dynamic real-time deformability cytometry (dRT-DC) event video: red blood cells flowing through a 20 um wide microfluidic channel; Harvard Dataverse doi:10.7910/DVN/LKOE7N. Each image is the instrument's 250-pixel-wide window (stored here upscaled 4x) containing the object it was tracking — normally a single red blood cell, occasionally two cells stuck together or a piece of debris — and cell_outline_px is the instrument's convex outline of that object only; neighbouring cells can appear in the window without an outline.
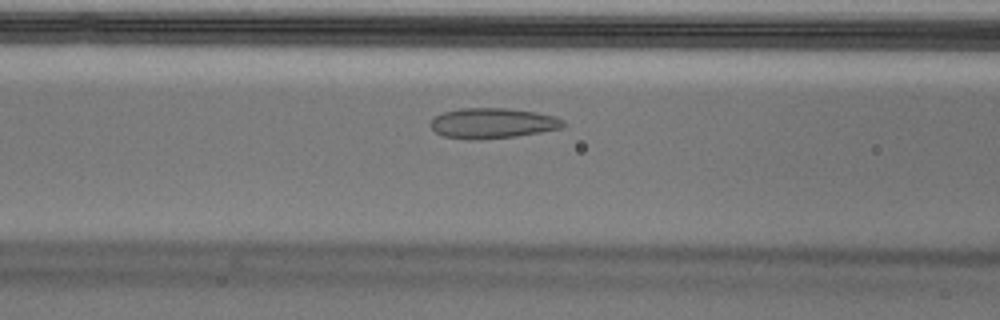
{"species": "Egyptian fruit bat (a non-hibernating species)", "species_latin": "Rousettus aegyptiacus", "temperature_condition": "cold", "stored_images_in_passage": 43, "camera_frame_rate_fps": 3000, "um_per_image_px": 0.085, "animal": {"sex": "male"}, "frame": {"image": 1, "passage_image": 10, "time_ms": 3.0, "image_size_px": [1000, 320], "cell_outline_px": [[564, 128], [516, 136], [480, 140], [472, 140], [444, 136], [436, 132], [428, 124], [436, 116], [444, 112], [460, 108], [504, 108], [536, 112], [556, 116], [564, 120]], "centroid_in_image_um": [41.89, 10.47], "position_along_channel_um": 124.7, "area_um2": 23.52}}
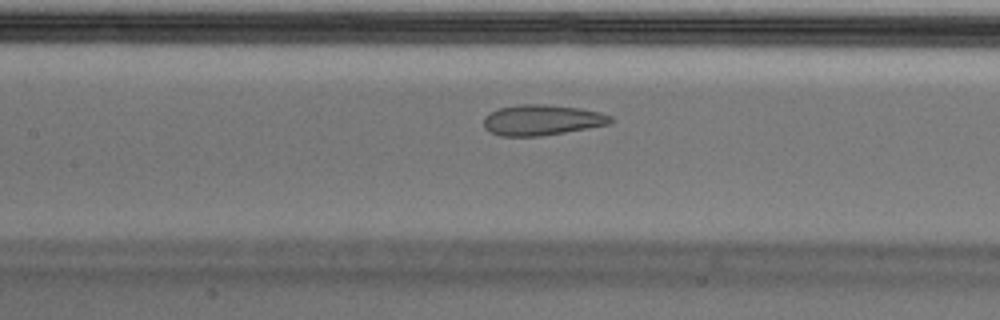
{"frame": {"image": 2, "passage_image": 13, "time_ms": 4.0, "image_size_px": [1000, 320], "cell_outline_px": [[612, 124], [540, 136], [500, 136], [488, 132], [484, 128], [484, 116], [500, 108], [520, 104], [544, 104], [580, 108], [600, 112], [612, 116]], "centroid_in_image_um": [46.06, 10.2], "position_along_channel_um": 161.3, "area_um2": 22.66}}
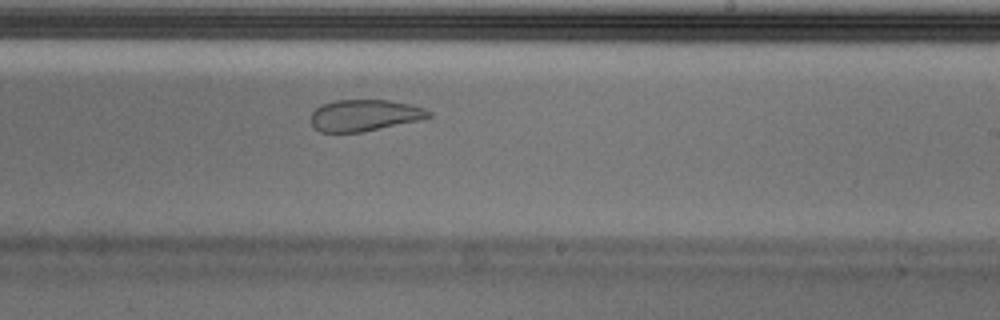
{"frame": {"image": 3, "passage_image": 21, "time_ms": 6.667, "image_size_px": [1000, 320], "cell_outline_px": [[432, 116], [424, 120], [364, 132], [320, 132], [312, 128], [312, 112], [320, 104], [336, 100], [388, 100], [408, 104], [424, 108], [432, 112]], "centroid_in_image_um": [31.01, 9.81], "position_along_channel_um": 258.0, "area_um2": 21.96}, "authors_computed_cell_mechanics": {"area_um2": 24.9696, "velocity_mm_per_s": 3.648, "shape_relaxation_time_tau1_ms": null, "shape_relaxation_time_tau2_ms": 1.1886, "deformation_change_tau1": null, "deformation_change_tau2": 0.0686}}